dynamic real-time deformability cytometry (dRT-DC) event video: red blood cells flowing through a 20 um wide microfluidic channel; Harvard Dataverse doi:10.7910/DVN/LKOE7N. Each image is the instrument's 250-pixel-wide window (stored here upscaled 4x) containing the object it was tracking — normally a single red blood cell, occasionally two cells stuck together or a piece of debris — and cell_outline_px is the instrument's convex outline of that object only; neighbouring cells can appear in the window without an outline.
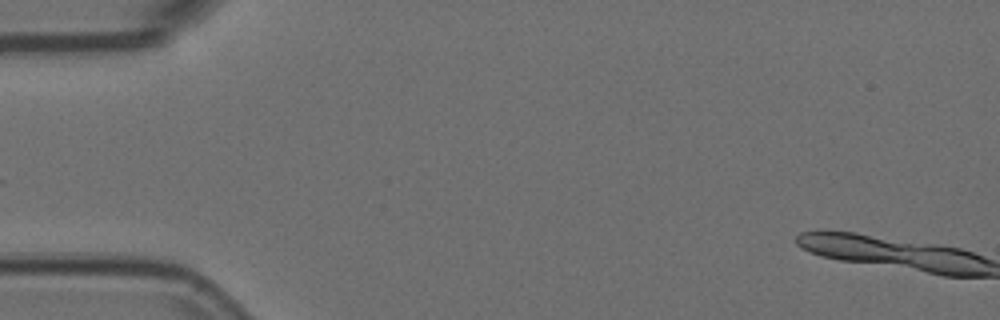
{"species": "Egyptian fruit bat (a non-hibernating species)", "species_latin": "Rousettus aegyptiacus", "temperature_condition": "room temperature", "stored_images_in_passage": 4, "segment_of_instrument_passage": [2, 2], "camera_frame_rate_fps": 3000, "um_per_image_px": 0.085, "animal": {"sex": "female"}, "frame": {"image": 1, "passage_image": 4, "time_ms": 1.0, "image_size_px": [1000, 320], "cell_outline_px": [[984, 272], [980, 276], [952, 276], [936, 272], [924, 268], [928, 248], [952, 248], [968, 252], [980, 256], [984, 260]], "centroid_in_image_um": [81.1, 22.3], "position_along_channel_um": 3.9, "area_um2": 10.0}}